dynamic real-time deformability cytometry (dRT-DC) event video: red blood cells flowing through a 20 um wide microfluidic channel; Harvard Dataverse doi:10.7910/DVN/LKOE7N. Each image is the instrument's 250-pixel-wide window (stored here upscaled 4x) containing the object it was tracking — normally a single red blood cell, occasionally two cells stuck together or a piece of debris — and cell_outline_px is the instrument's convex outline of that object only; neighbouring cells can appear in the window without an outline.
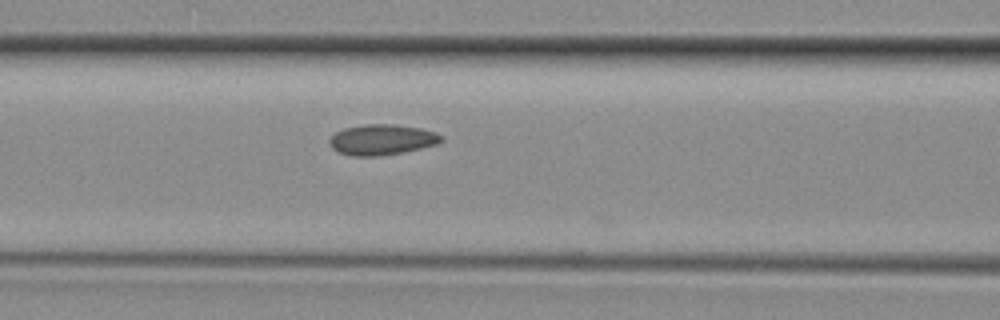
{"species": "common noctule bat (a hibernating species)", "species_latin": "Nyctalus noctula", "temperature_condition": "room temperature", "stored_images_in_passage": 20, "camera_frame_rate_fps": 3000, "um_per_image_px": 0.085, "animal": {"sex": "female", "body_mass_g": 29.2, "forearm_length_mm": 56.3}, "frame": {"image": 1, "passage_image": 5, "time_ms": 1.333, "image_size_px": [1000, 320], "cell_outline_px": [[444, 140], [440, 144], [404, 152], [376, 156], [352, 156], [340, 152], [332, 148], [328, 140], [336, 132], [344, 128], [364, 124], [392, 124], [420, 128], [436, 132], [444, 136]], "centroid_in_image_um": [32.51, 11.87], "position_along_channel_um": 134.1, "area_um2": 20.06}}
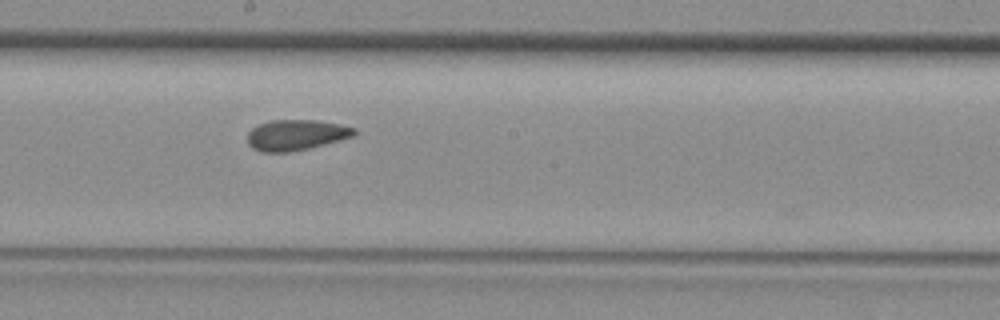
{"frame": {"image": 2, "passage_image": 10, "time_ms": 3.0, "image_size_px": [1000, 320], "cell_outline_px": [[356, 136], [308, 148], [288, 152], [260, 152], [252, 148], [248, 144], [248, 132], [252, 128], [260, 124], [272, 120], [316, 120], [340, 124], [356, 128]], "centroid_in_image_um": [25.17, 11.47], "position_along_channel_um": 223.0, "area_um2": 19.07}}
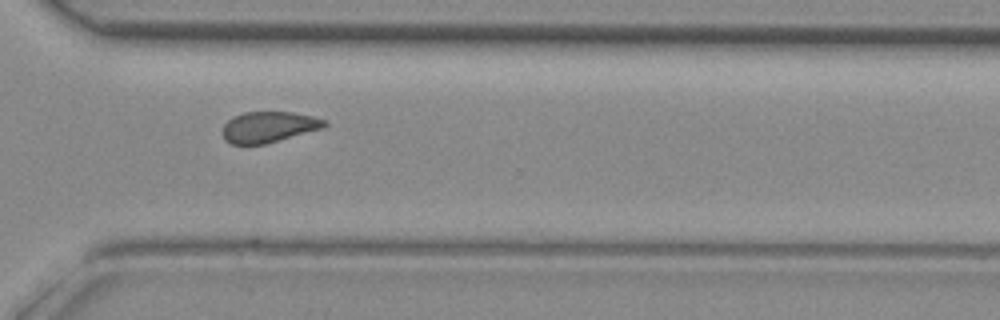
{"frame": {"image": 3, "passage_image": 17, "time_ms": 5.333, "image_size_px": [1000, 320], "cell_outline_px": [[328, 124], [324, 128], [264, 144], [232, 144], [224, 140], [224, 124], [232, 116], [244, 112], [292, 112], [312, 116], [328, 120]], "centroid_in_image_um": [22.87, 10.78], "position_along_channel_um": 347.7, "area_um2": 18.32}}